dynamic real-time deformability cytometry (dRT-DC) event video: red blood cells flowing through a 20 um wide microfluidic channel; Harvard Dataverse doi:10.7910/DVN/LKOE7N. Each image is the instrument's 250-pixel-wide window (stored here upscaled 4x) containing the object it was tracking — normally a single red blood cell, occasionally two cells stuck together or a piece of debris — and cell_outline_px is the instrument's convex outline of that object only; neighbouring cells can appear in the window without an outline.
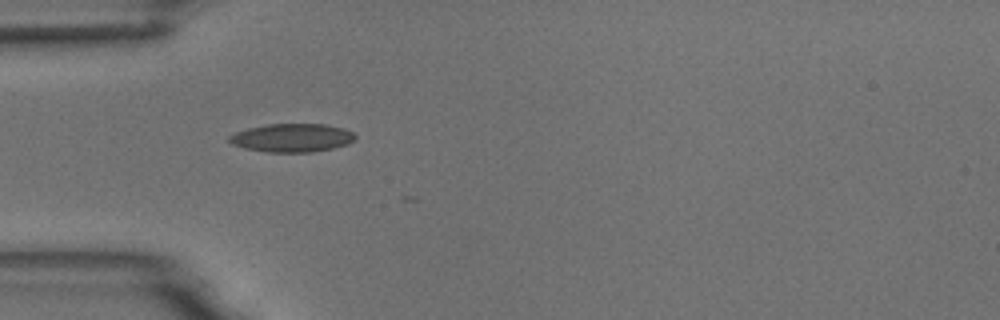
{"species": "common noctule bat (a hibernating species)", "species_latin": "Nyctalus noctula", "temperature_condition": "room temperature", "stored_images_in_passage": 5, "camera_frame_rate_fps": 3000, "um_per_image_px": 0.085, "animal": {"sex": "male", "body_mass_g": 18.8}, "frame": {"image": 1, "passage_image": 2, "time_ms": 1.0, "image_size_px": [1000, 320], "cell_outline_px": [[356, 140], [348, 144], [332, 148], [312, 152], [268, 152], [244, 148], [232, 144], [228, 140], [228, 136], [236, 132], [248, 128], [268, 124], [324, 124], [344, 128], [352, 132], [356, 136]], "centroid_in_image_um": [24.83, 11.71], "position_along_channel_um": 60.2, "area_um2": 20.87}}